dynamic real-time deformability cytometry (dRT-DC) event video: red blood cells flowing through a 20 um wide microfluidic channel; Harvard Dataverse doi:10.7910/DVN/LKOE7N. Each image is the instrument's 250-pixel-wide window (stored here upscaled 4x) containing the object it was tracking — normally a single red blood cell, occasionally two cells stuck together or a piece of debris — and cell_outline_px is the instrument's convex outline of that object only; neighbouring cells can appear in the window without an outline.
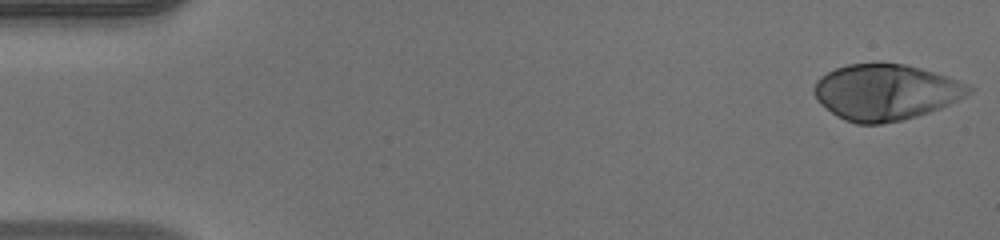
{"species": "human", "species_latin": "Homo sapiens", "temperature_condition": "warm", "stored_images_in_passage": 48, "camera_frame_rate_fps": 3000, "um_per_image_px": 0.085, "donor": {"sex": "male"}, "frame": {"image": 1, "passage_image": 1, "time_ms": 0.0, "image_size_px": [1000, 240], "cell_outline_px": [[976, 88], [972, 92], [940, 108], [904, 120], [880, 124], [856, 124], [844, 120], [836, 116], [820, 104], [816, 100], [812, 92], [812, 88], [816, 80], [820, 76], [836, 68], [848, 64], [904, 64], [920, 68], [948, 76], [968, 84]], "centroid_in_image_um": [75.25, 7.84], "position_along_channel_um": 9.8, "area_um2": 50.52}}
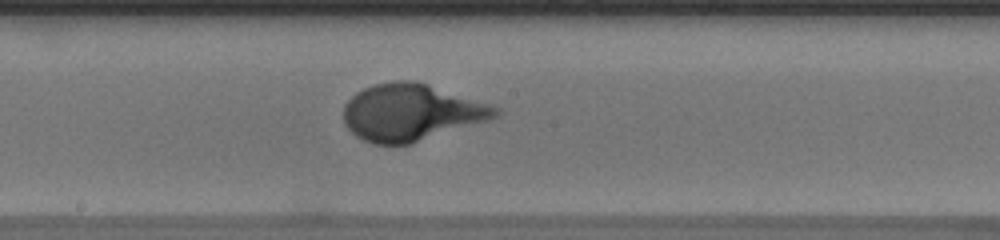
{"frame": {"image": 2, "passage_image": 26, "time_ms": 8.333, "image_size_px": [1000, 240], "cell_outline_px": [[500, 116], [488, 120], [412, 144], [372, 144], [356, 136], [344, 124], [344, 104], [356, 92], [364, 88], [376, 84], [396, 80], [416, 80], [500, 108]], "centroid_in_image_um": [34.94, 9.56], "position_along_channel_um": 213.3, "area_um2": 50.17}}
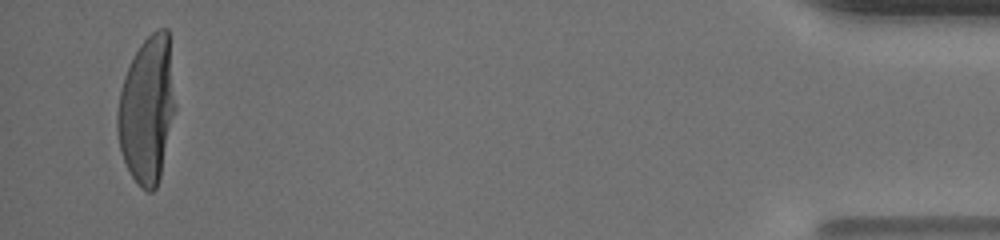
{"frame": {"image": 3, "passage_image": 47, "time_ms": 15.333, "image_size_px": [1000, 240], "cell_outline_px": [[176, 108], [160, 176], [156, 188], [152, 192], [148, 192], [132, 176], [124, 160], [120, 148], [116, 128], [116, 116], [120, 92], [124, 76], [140, 44], [156, 28], [168, 28], [176, 104]], "centroid_in_image_um": [12.51, 9.28], "position_along_channel_um": 422.7, "area_um2": 49.36}}